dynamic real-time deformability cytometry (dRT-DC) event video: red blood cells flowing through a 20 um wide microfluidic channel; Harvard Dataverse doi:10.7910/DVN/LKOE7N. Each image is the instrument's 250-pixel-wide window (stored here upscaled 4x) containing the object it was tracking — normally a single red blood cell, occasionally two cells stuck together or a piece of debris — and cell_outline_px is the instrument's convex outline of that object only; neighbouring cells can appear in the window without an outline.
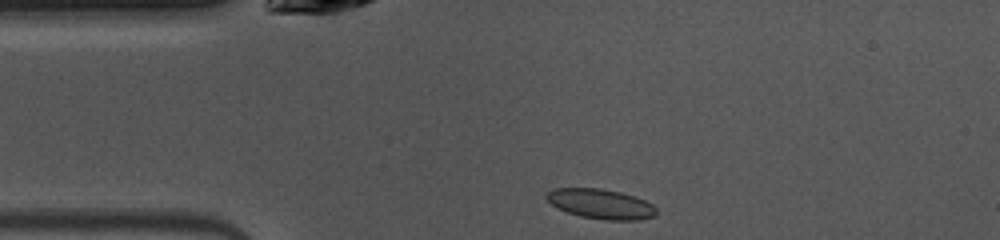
{"species": "common noctule bat (a hibernating species)", "species_latin": "Nyctalus noctula", "temperature_condition": "warm", "stored_images_in_passage": 40, "camera_frame_rate_fps": 3000, "um_per_image_px": 0.085, "animal": {"sex": "female", "body_mass_g": 10.0, "forearm_length_mm": 53.1}, "frame": {"image": 1, "passage_image": 1, "time_ms": 0.0, "image_size_px": [1000, 240], "cell_outline_px": [[656, 216], [640, 220], [604, 220], [580, 216], [556, 208], [544, 196], [552, 188], [600, 188], [620, 192], [636, 196], [652, 204], [656, 208]], "centroid_in_image_um": [51.07, 17.33], "position_along_channel_um": 33.9, "area_um2": 19.25}}
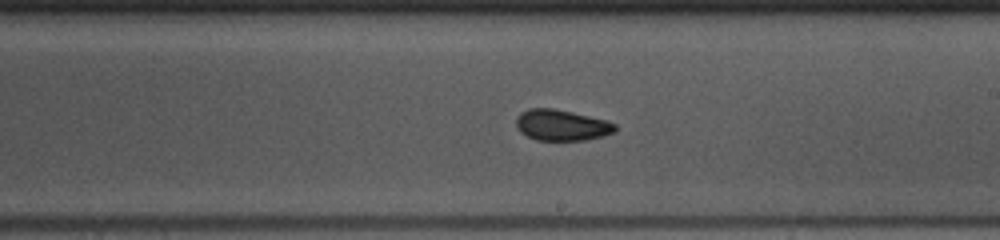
{"frame": {"image": 2, "passage_image": 18, "time_ms": 5.667, "image_size_px": [1000, 240], "cell_outline_px": [[616, 132], [604, 136], [584, 140], [536, 140], [520, 132], [516, 128], [516, 116], [520, 112], [528, 108], [552, 108], [572, 112], [608, 120], [616, 124]], "centroid_in_image_um": [47.74, 10.63], "position_along_channel_um": 241.3, "area_um2": 18.09}}
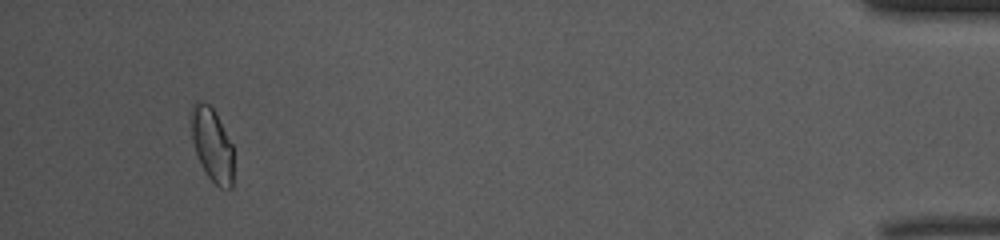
{"frame": {"image": 3, "passage_image": 37, "time_ms": 12.0, "image_size_px": [1000, 240], "cell_outline_px": [[232, 188], [220, 188], [208, 176], [196, 152], [192, 140], [192, 104], [196, 100], [208, 104], [212, 108], [232, 144]], "centroid_in_image_um": [18.03, 12.3], "position_along_channel_um": 417.2, "area_um2": 17.46}, "authors_computed_cell_mechanics": {"area_um2": 18.1781, "velocity_mm_per_s": 4.0397, "shape_relaxation_time_tau1_ms": 1.5517, "shape_relaxation_time_tau2_ms": 1.7638, "deformation_change_tau1": 0.0944, "deformation_change_tau2": 0.0724}}